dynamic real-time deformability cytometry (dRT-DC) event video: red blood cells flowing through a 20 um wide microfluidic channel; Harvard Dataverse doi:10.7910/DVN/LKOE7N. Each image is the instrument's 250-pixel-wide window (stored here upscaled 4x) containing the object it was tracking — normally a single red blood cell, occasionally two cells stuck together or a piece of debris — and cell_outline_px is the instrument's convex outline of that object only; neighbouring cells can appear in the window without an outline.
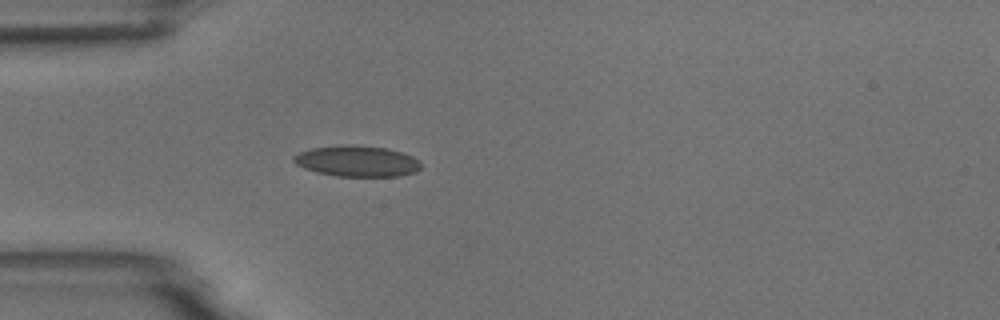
{"species": "common noctule bat (a hibernating species)", "species_latin": "Nyctalus noctula", "temperature_condition": "room temperature", "stored_images_in_passage": 4, "camera_frame_rate_fps": 3000, "um_per_image_px": 0.085, "animal": {"sex": "male", "body_mass_g": 18.8}, "frame": {"image": 1, "passage_image": 4, "time_ms": 4.333, "image_size_px": [1000, 320], "cell_outline_px": [[420, 168], [416, 172], [400, 176], [336, 176], [316, 172], [304, 168], [296, 164], [292, 160], [292, 156], [300, 152], [312, 148], [344, 144], [388, 148], [412, 156], [420, 160]], "centroid_in_image_um": [30.34, 13.7], "position_along_channel_um": 54.7, "area_um2": 23.0}}